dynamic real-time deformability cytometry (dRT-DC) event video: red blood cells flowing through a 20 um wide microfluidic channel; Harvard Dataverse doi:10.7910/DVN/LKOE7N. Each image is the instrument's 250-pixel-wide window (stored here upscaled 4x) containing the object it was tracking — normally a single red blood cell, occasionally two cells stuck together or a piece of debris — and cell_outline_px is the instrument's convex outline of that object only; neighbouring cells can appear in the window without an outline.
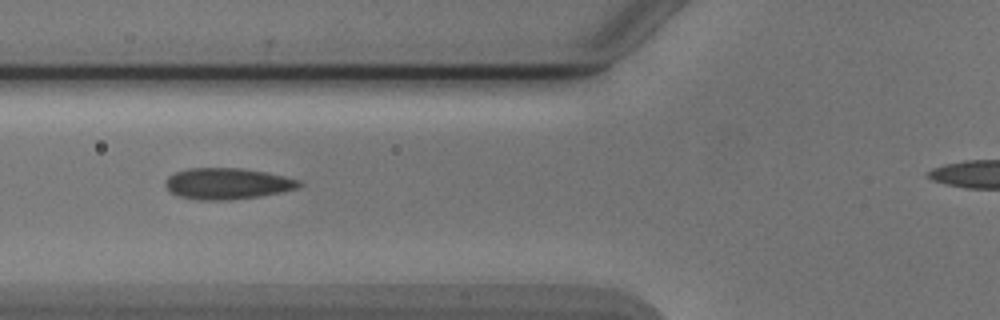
{"species": "Egyptian fruit bat (a non-hibernating species)", "species_latin": "Rousettus aegyptiacus", "temperature_condition": "cold", "stored_images_in_passage": 6, "camera_frame_rate_fps": 3000, "um_per_image_px": 0.085, "animal": {"sex": "male"}, "frame": {"image": 1, "passage_image": 3, "time_ms": 2.333, "image_size_px": [1000, 320], "cell_outline_px": [[304, 184], [296, 188], [280, 192], [260, 196], [228, 200], [196, 200], [180, 196], [172, 192], [164, 184], [168, 176], [176, 172], [188, 168], [244, 168], [284, 176], [300, 180]], "centroid_in_image_um": [19.32, 15.6], "position_along_channel_um": 106.5, "area_um2": 24.22}}
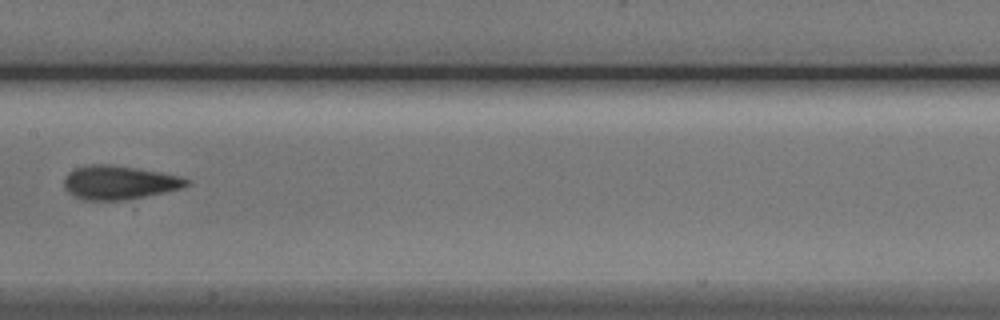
{"frame": {"image": 2, "passage_image": 5, "time_ms": 4.667, "image_size_px": [1000, 320], "cell_outline_px": [[192, 180], [188, 184], [180, 188], [164, 192], [144, 196], [120, 200], [84, 200], [68, 192], [64, 188], [64, 176], [68, 172], [76, 168], [88, 164], [108, 164], [136, 168], [160, 172], [180, 176]], "centroid_in_image_um": [10.1, 15.5], "position_along_channel_um": 197.3, "area_um2": 23.93}}
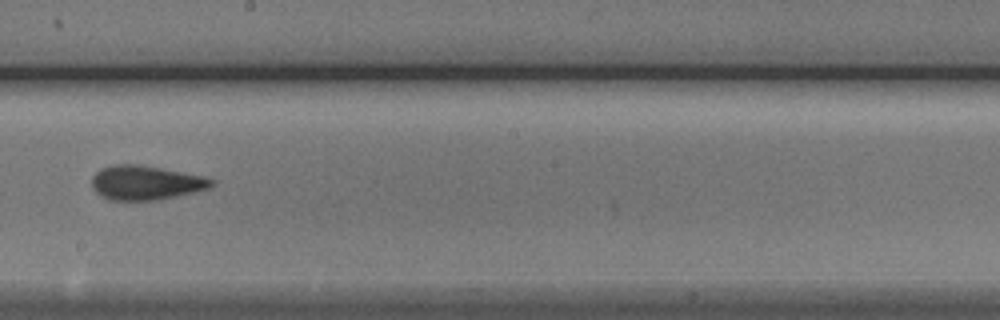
{"frame": {"image": 3, "passage_image": 6, "time_ms": 5.667, "image_size_px": [1000, 320], "cell_outline_px": [[216, 184], [208, 188], [176, 196], [156, 200], [108, 200], [100, 196], [92, 188], [92, 176], [100, 168], [112, 164], [140, 164], [204, 176], [216, 180]], "centroid_in_image_um": [12.36, 15.52], "position_along_channel_um": 235.8, "area_um2": 24.1}}